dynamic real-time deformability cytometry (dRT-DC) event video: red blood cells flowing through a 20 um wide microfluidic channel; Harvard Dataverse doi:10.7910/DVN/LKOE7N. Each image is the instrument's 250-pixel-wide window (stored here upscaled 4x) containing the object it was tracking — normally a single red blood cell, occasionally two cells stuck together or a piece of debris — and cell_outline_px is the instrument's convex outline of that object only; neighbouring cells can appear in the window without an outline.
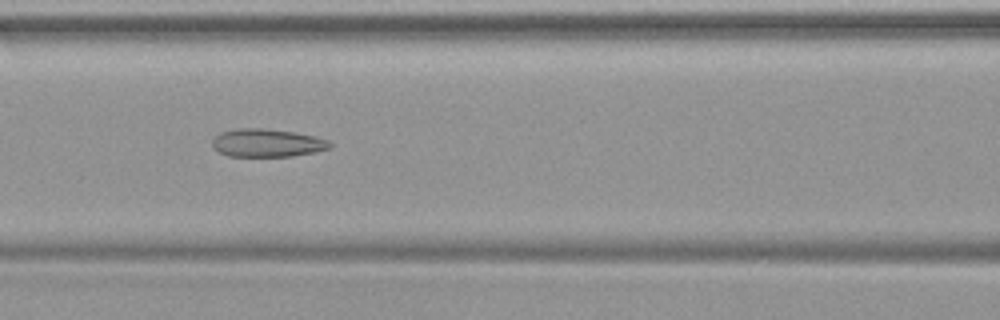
{"species": "common noctule bat (a hibernating species)", "species_latin": "Nyctalus noctula", "temperature_condition": "warm", "stored_images_in_passage": 46, "camera_frame_rate_fps": 3000, "um_per_image_px": 0.085, "animal": {"sex": "female", "body_mass_g": 19.9}, "frame": {"image": 1, "passage_image": 19, "time_ms": 6.0, "image_size_px": [1000, 320], "cell_outline_px": [[332, 148], [316, 152], [292, 156], [228, 156], [220, 152], [212, 144], [212, 140], [220, 132], [236, 128], [264, 128], [296, 132], [316, 136], [328, 140], [332, 144]], "centroid_in_image_um": [22.75, 12.14], "position_along_channel_um": 143.8, "area_um2": 19.36}}
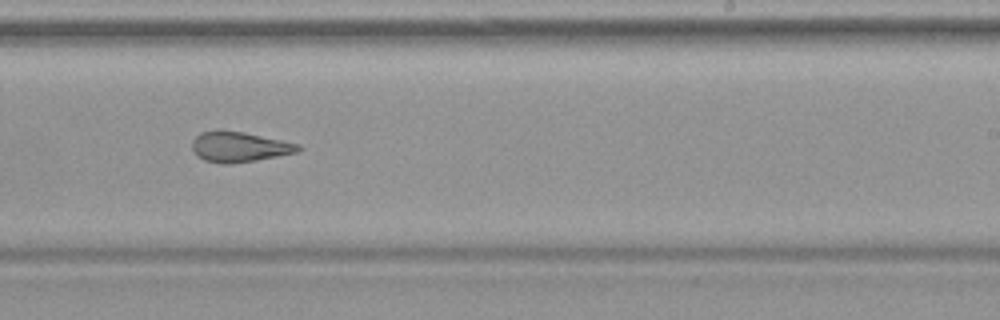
{"frame": {"image": 2, "passage_image": 28, "time_ms": 9.0, "image_size_px": [1000, 320], "cell_outline_px": [[304, 148], [300, 152], [256, 160], [228, 164], [224, 164], [204, 160], [196, 156], [192, 152], [192, 140], [200, 132], [216, 128], [220, 128], [244, 132], [284, 140], [300, 144]], "centroid_in_image_um": [20.33, 12.46], "position_along_channel_um": 268.7, "area_um2": 19.36}}
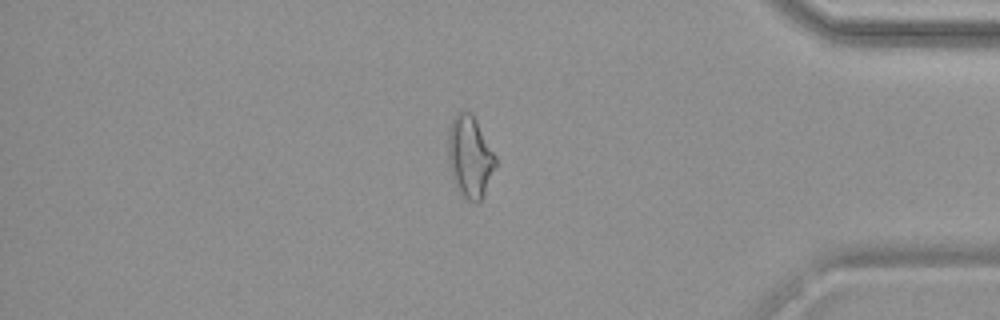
{"frame": {"image": 3, "passage_image": 39, "time_ms": 12.667, "image_size_px": [1000, 320], "cell_outline_px": [[496, 164], [484, 192], [480, 200], [476, 204], [468, 200], [456, 188], [452, 176], [448, 160], [448, 128], [452, 116], [460, 108], [472, 112], [496, 156]], "centroid_in_image_um": [39.91, 13.24], "position_along_channel_um": 395.3, "area_um2": 22.77}}